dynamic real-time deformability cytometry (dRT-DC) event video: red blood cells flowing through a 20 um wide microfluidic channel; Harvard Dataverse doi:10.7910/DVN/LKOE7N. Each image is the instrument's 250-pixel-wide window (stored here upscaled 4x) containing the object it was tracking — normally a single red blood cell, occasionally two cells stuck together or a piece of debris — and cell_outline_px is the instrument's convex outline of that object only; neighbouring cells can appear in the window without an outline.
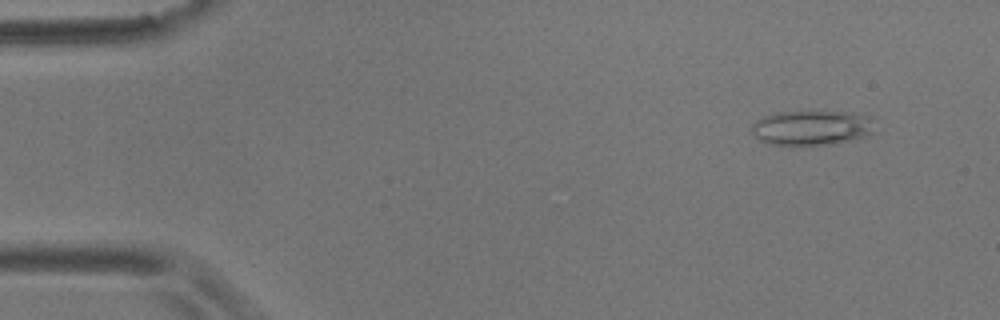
{"species": "common noctule bat (a hibernating species)", "species_latin": "Nyctalus noctula", "temperature_condition": "room temperature", "stored_images_in_passage": 55, "camera_frame_rate_fps": 3000, "um_per_image_px": 0.085, "animal": {"sex": "male", "body_mass_g": 17.9}, "frame": {"image": 1, "passage_image": 5, "time_ms": 1.333, "image_size_px": [1000, 320], "cell_outline_px": [[872, 132], [864, 136], [852, 140], [832, 144], [768, 144], [760, 140], [752, 132], [752, 124], [756, 120], [764, 116], [780, 112], [848, 112], [864, 116]], "centroid_in_image_um": [68.88, 10.87], "position_along_channel_um": 16.1, "area_um2": 23.99}}
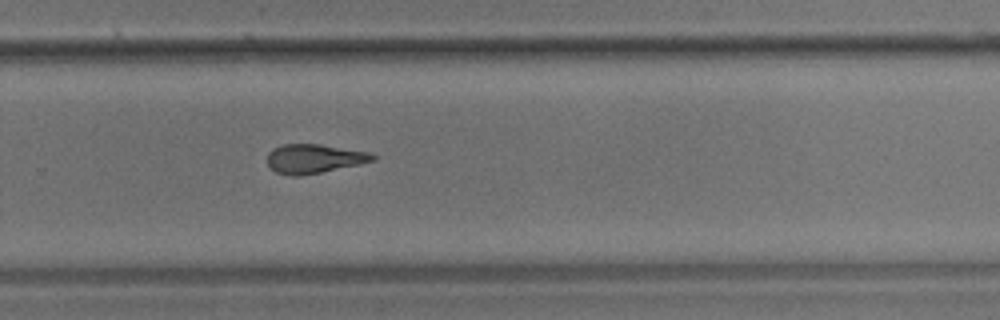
{"frame": {"image": 2, "passage_image": 37, "time_ms": 12.0, "image_size_px": [1000, 320], "cell_outline_px": [[376, 160], [360, 164], [300, 176], [292, 176], [276, 172], [268, 164], [268, 152], [272, 148], [284, 144], [320, 144], [368, 152], [376, 156]], "centroid_in_image_um": [26.69, 13.48], "position_along_channel_um": 303.1, "area_um2": 17.74}}
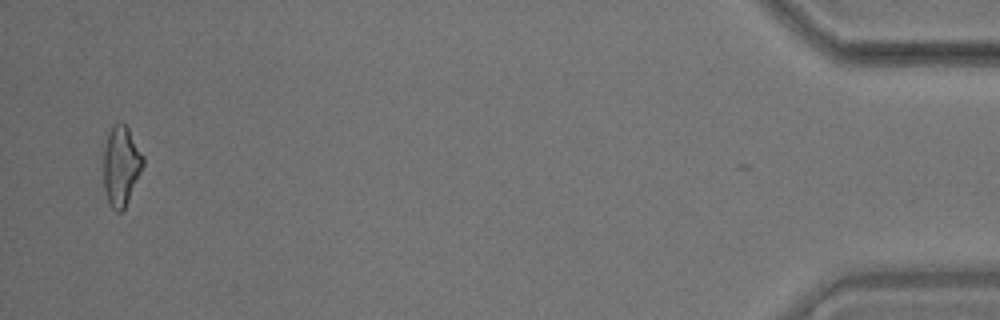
{"frame": {"image": 3, "passage_image": 54, "time_ms": 17.667, "image_size_px": [1000, 320], "cell_outline_px": [[144, 164], [128, 200], [124, 208], [120, 212], [116, 212], [108, 204], [104, 192], [104, 148], [108, 132], [112, 124], [120, 120], [128, 128], [144, 156]], "centroid_in_image_um": [10.28, 14.07], "position_along_channel_um": 424.9, "area_um2": 18.5}, "authors_computed_cell_mechanics": {"area_um2": 18.496, "velocity_mm_per_s": 3.6301, "shape_relaxation_time_tau1_ms": null, "shape_relaxation_time_tau2_ms": 5.4284, "deformation_change_tau1": null, "deformation_change_tau2": 0.1704}}